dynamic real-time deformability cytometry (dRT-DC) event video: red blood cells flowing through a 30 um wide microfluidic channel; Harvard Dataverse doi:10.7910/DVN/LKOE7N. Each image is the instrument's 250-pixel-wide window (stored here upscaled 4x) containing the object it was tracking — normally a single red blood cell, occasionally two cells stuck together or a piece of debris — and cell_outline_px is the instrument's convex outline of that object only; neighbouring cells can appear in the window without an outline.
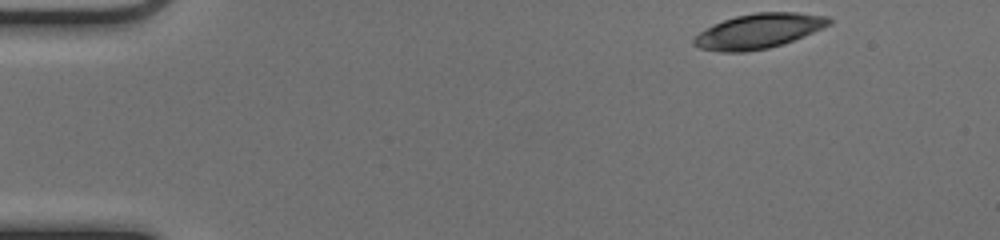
{"species": "common noctule bat (a hibernating species)", "species_latin": "Nyctalus noctula", "temperature_condition": "cold", "stored_images_in_passage": 47, "camera_frame_rate_fps": 3000, "um_per_image_px": 0.085, "animal": {"sex": "female", "body_mass_g": 17.0, "forearm_length_mm": 48.0}, "frame": {"image": 1, "passage_image": 1, "time_ms": 0.0, "image_size_px": [1000, 240], "cell_outline_px": [[832, 24], [804, 36], [784, 44], [768, 48], [744, 52], [720, 52], [700, 48], [692, 44], [692, 40], [700, 32], [724, 20], [736, 16], [756, 12], [796, 12], [828, 16], [832, 20]], "centroid_in_image_um": [64.52, 2.64], "position_along_channel_um": 20.5, "area_um2": 27.34}}
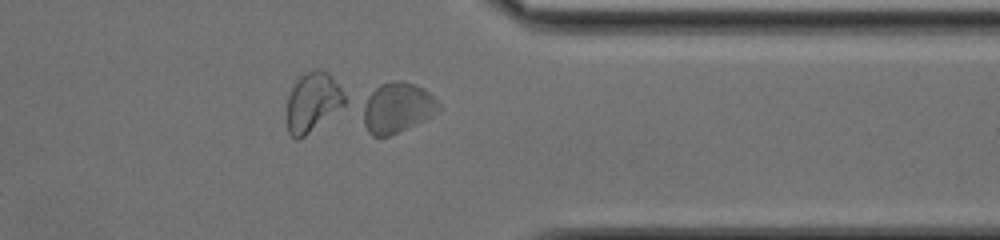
{"frame": {"image": 2, "passage_image": 37, "time_ms": 12.0, "image_size_px": [1000, 240], "cell_outline_px": [[440, 112], [416, 124], [388, 136], [372, 136], [368, 132], [364, 124], [360, 104], [380, 84], [392, 80], [400, 80], [424, 88], [440, 104]], "centroid_in_image_um": [33.73, 9.15], "position_along_channel_um": 377.7, "area_um2": 22.37}}